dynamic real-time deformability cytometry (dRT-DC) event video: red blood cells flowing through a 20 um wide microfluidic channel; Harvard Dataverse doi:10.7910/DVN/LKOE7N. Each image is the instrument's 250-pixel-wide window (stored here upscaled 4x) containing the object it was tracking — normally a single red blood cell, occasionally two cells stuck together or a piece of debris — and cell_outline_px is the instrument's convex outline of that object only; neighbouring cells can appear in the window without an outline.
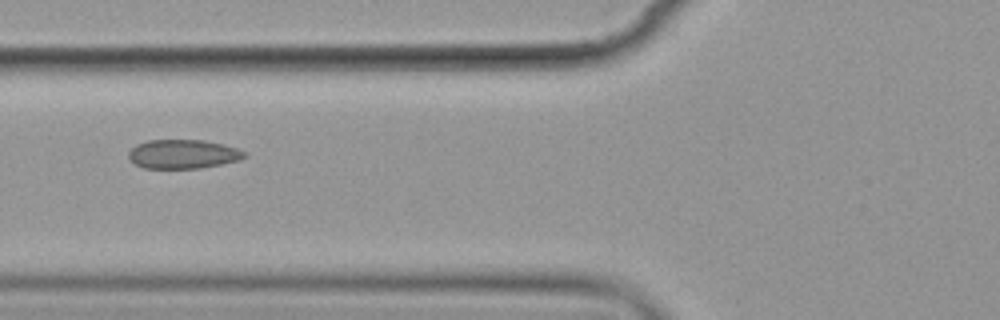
{"species": "common noctule bat (a hibernating species)", "species_latin": "Nyctalus noctula", "temperature_condition": "cold", "stored_images_in_passage": 15, "camera_frame_rate_fps": 3000, "um_per_image_px": 0.085, "animal": {"sex": "female", "body_mass_g": 19.9}, "frame": {"image": 1, "passage_image": 6, "time_ms": 7.0, "image_size_px": [1000, 320], "cell_outline_px": [[248, 156], [240, 160], [200, 168], [144, 168], [136, 164], [128, 156], [128, 152], [136, 144], [148, 140], [204, 140], [224, 144], [236, 148], [244, 152]], "centroid_in_image_um": [15.57, 13.09], "position_along_channel_um": 110.2, "area_um2": 19.54}}
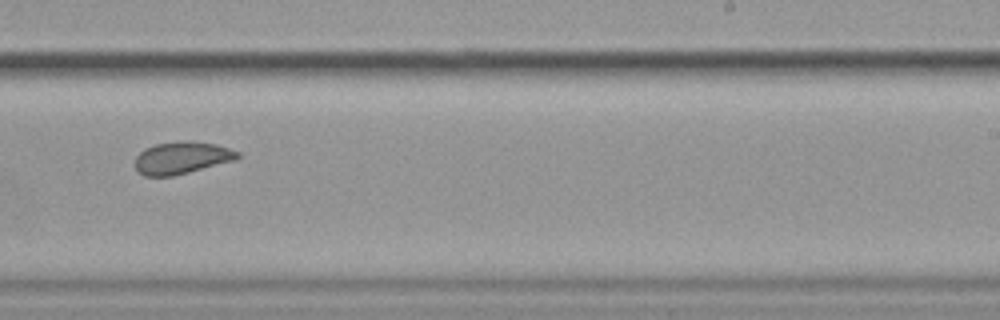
{"frame": {"image": 2, "passage_image": 10, "time_ms": 11.667, "image_size_px": [1000, 320], "cell_outline_px": [[240, 156], [236, 160], [172, 176], [144, 176], [136, 168], [136, 156], [144, 148], [156, 144], [192, 140], [216, 144], [240, 152]], "centroid_in_image_um": [15.47, 13.4], "position_along_channel_um": 273.5, "area_um2": 19.13}}
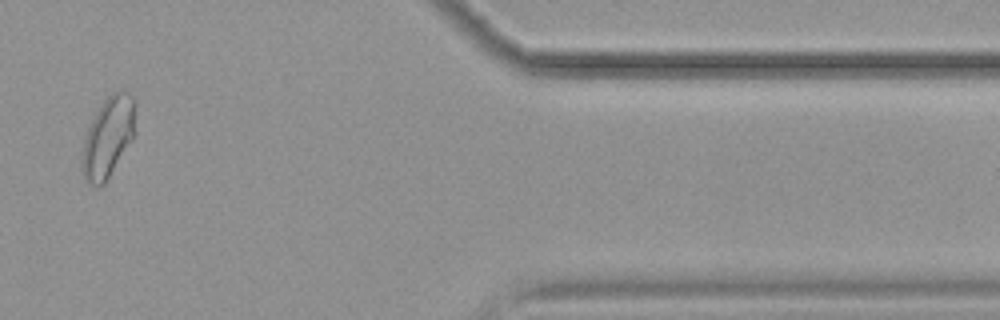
{"frame": {"image": 3, "passage_image": 14, "time_ms": 16.333, "image_size_px": [1000, 320], "cell_outline_px": [[136, 132], [104, 184], [96, 188], [84, 180], [80, 168], [80, 160], [84, 140], [88, 128], [96, 112], [104, 100], [112, 92], [120, 88], [128, 92], [136, 100]], "centroid_in_image_um": [9.19, 11.63], "position_along_channel_um": 402.2, "area_um2": 25.49}, "authors_computed_cell_mechanics": {"area_um2": 21.6172, "velocity_mm_per_s": 3.5129, "shape_relaxation_time_tau1_ms": 3.5652, "shape_relaxation_time_tau2_ms": 2.5521, "deformation_change_tau1": 0.0722, "deformation_change_tau2": 0.0338}}